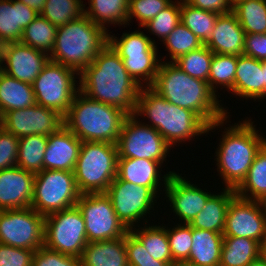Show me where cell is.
Segmentation results:
<instances>
[{
  "label": "cell",
  "instance_id": "1",
  "mask_svg": "<svg viewBox=\"0 0 266 266\" xmlns=\"http://www.w3.org/2000/svg\"><path fill=\"white\" fill-rule=\"evenodd\" d=\"M140 86L129 76L120 55L108 43L79 73V91L87 97L134 114Z\"/></svg>",
  "mask_w": 266,
  "mask_h": 266
},
{
  "label": "cell",
  "instance_id": "2",
  "mask_svg": "<svg viewBox=\"0 0 266 266\" xmlns=\"http://www.w3.org/2000/svg\"><path fill=\"white\" fill-rule=\"evenodd\" d=\"M133 115L143 117V120L148 118L150 122L148 121L147 125L156 129L165 141L171 147L173 146L172 148L177 146V143L185 144L188 140L194 141L201 135L207 136V134L215 132L216 128V130L218 128L222 130L224 125L231 123L229 121L231 115L228 114L208 126L195 112L171 104L151 87L140 88Z\"/></svg>",
  "mask_w": 266,
  "mask_h": 266
},
{
  "label": "cell",
  "instance_id": "3",
  "mask_svg": "<svg viewBox=\"0 0 266 266\" xmlns=\"http://www.w3.org/2000/svg\"><path fill=\"white\" fill-rule=\"evenodd\" d=\"M163 58L151 85L155 92L171 104L195 112L208 126L230 113L208 82L191 77L174 62Z\"/></svg>",
  "mask_w": 266,
  "mask_h": 266
},
{
  "label": "cell",
  "instance_id": "4",
  "mask_svg": "<svg viewBox=\"0 0 266 266\" xmlns=\"http://www.w3.org/2000/svg\"><path fill=\"white\" fill-rule=\"evenodd\" d=\"M252 119L246 117L238 123L227 124L229 127L220 136L214 160L224 188L236 190L241 185L257 152L266 143L264 132L256 129Z\"/></svg>",
  "mask_w": 266,
  "mask_h": 266
},
{
  "label": "cell",
  "instance_id": "5",
  "mask_svg": "<svg viewBox=\"0 0 266 266\" xmlns=\"http://www.w3.org/2000/svg\"><path fill=\"white\" fill-rule=\"evenodd\" d=\"M108 43L109 32L84 14L57 27L50 61L67 66L79 74Z\"/></svg>",
  "mask_w": 266,
  "mask_h": 266
},
{
  "label": "cell",
  "instance_id": "6",
  "mask_svg": "<svg viewBox=\"0 0 266 266\" xmlns=\"http://www.w3.org/2000/svg\"><path fill=\"white\" fill-rule=\"evenodd\" d=\"M127 116L120 108L93 100L78 91L63 119L64 125L82 142L117 144Z\"/></svg>",
  "mask_w": 266,
  "mask_h": 266
},
{
  "label": "cell",
  "instance_id": "7",
  "mask_svg": "<svg viewBox=\"0 0 266 266\" xmlns=\"http://www.w3.org/2000/svg\"><path fill=\"white\" fill-rule=\"evenodd\" d=\"M117 162V144L82 142L74 169L79 192L105 193L117 176Z\"/></svg>",
  "mask_w": 266,
  "mask_h": 266
},
{
  "label": "cell",
  "instance_id": "8",
  "mask_svg": "<svg viewBox=\"0 0 266 266\" xmlns=\"http://www.w3.org/2000/svg\"><path fill=\"white\" fill-rule=\"evenodd\" d=\"M111 33L109 44L120 55L129 76L141 88L151 87L161 63L157 42L139 29L124 32L120 38Z\"/></svg>",
  "mask_w": 266,
  "mask_h": 266
},
{
  "label": "cell",
  "instance_id": "9",
  "mask_svg": "<svg viewBox=\"0 0 266 266\" xmlns=\"http://www.w3.org/2000/svg\"><path fill=\"white\" fill-rule=\"evenodd\" d=\"M79 74L62 64L50 61L32 83L36 104L67 114L79 91Z\"/></svg>",
  "mask_w": 266,
  "mask_h": 266
},
{
  "label": "cell",
  "instance_id": "10",
  "mask_svg": "<svg viewBox=\"0 0 266 266\" xmlns=\"http://www.w3.org/2000/svg\"><path fill=\"white\" fill-rule=\"evenodd\" d=\"M80 195L74 172L43 169L35 174L30 207L47 216L76 206Z\"/></svg>",
  "mask_w": 266,
  "mask_h": 266
},
{
  "label": "cell",
  "instance_id": "11",
  "mask_svg": "<svg viewBox=\"0 0 266 266\" xmlns=\"http://www.w3.org/2000/svg\"><path fill=\"white\" fill-rule=\"evenodd\" d=\"M118 158H138L164 164L171 146L162 135L139 117L128 115L117 142Z\"/></svg>",
  "mask_w": 266,
  "mask_h": 266
},
{
  "label": "cell",
  "instance_id": "12",
  "mask_svg": "<svg viewBox=\"0 0 266 266\" xmlns=\"http://www.w3.org/2000/svg\"><path fill=\"white\" fill-rule=\"evenodd\" d=\"M105 193L110 198L117 217L128 230L141 226L142 223L147 224L154 207L157 203L159 205V197L150 188L118 178L112 181Z\"/></svg>",
  "mask_w": 266,
  "mask_h": 266
},
{
  "label": "cell",
  "instance_id": "13",
  "mask_svg": "<svg viewBox=\"0 0 266 266\" xmlns=\"http://www.w3.org/2000/svg\"><path fill=\"white\" fill-rule=\"evenodd\" d=\"M44 246L80 257L87 246L86 226L77 206L45 216Z\"/></svg>",
  "mask_w": 266,
  "mask_h": 266
},
{
  "label": "cell",
  "instance_id": "14",
  "mask_svg": "<svg viewBox=\"0 0 266 266\" xmlns=\"http://www.w3.org/2000/svg\"><path fill=\"white\" fill-rule=\"evenodd\" d=\"M76 206L83 216L88 242L113 240L129 232L106 193L81 194Z\"/></svg>",
  "mask_w": 266,
  "mask_h": 266
},
{
  "label": "cell",
  "instance_id": "15",
  "mask_svg": "<svg viewBox=\"0 0 266 266\" xmlns=\"http://www.w3.org/2000/svg\"><path fill=\"white\" fill-rule=\"evenodd\" d=\"M45 216L31 207L0 211V243L32 251L44 246Z\"/></svg>",
  "mask_w": 266,
  "mask_h": 266
},
{
  "label": "cell",
  "instance_id": "16",
  "mask_svg": "<svg viewBox=\"0 0 266 266\" xmlns=\"http://www.w3.org/2000/svg\"><path fill=\"white\" fill-rule=\"evenodd\" d=\"M64 125L63 116L57 111L35 104L31 107L6 112L1 126L18 138L40 134L49 136Z\"/></svg>",
  "mask_w": 266,
  "mask_h": 266
},
{
  "label": "cell",
  "instance_id": "17",
  "mask_svg": "<svg viewBox=\"0 0 266 266\" xmlns=\"http://www.w3.org/2000/svg\"><path fill=\"white\" fill-rule=\"evenodd\" d=\"M163 191L165 192L164 199L168 198L166 202L170 203L168 205L172 210L171 213L173 212V215L177 216L176 218L179 219V222L181 221V224H190L214 194L205 188L201 189L200 184L199 186L194 184L179 173L170 176Z\"/></svg>",
  "mask_w": 266,
  "mask_h": 266
},
{
  "label": "cell",
  "instance_id": "18",
  "mask_svg": "<svg viewBox=\"0 0 266 266\" xmlns=\"http://www.w3.org/2000/svg\"><path fill=\"white\" fill-rule=\"evenodd\" d=\"M224 237H246L258 243L266 235V217L257 200H248L235 195L228 207Z\"/></svg>",
  "mask_w": 266,
  "mask_h": 266
},
{
  "label": "cell",
  "instance_id": "19",
  "mask_svg": "<svg viewBox=\"0 0 266 266\" xmlns=\"http://www.w3.org/2000/svg\"><path fill=\"white\" fill-rule=\"evenodd\" d=\"M49 60L47 53L20 41L6 43L3 47V72L31 85Z\"/></svg>",
  "mask_w": 266,
  "mask_h": 266
},
{
  "label": "cell",
  "instance_id": "20",
  "mask_svg": "<svg viewBox=\"0 0 266 266\" xmlns=\"http://www.w3.org/2000/svg\"><path fill=\"white\" fill-rule=\"evenodd\" d=\"M162 166L163 164L161 162L149 159L118 158L116 178L139 186L148 187L160 197V194H164L161 193L164 192L161 189L167 186L170 176L177 173L173 170L167 171L166 174L162 175Z\"/></svg>",
  "mask_w": 266,
  "mask_h": 266
},
{
  "label": "cell",
  "instance_id": "21",
  "mask_svg": "<svg viewBox=\"0 0 266 266\" xmlns=\"http://www.w3.org/2000/svg\"><path fill=\"white\" fill-rule=\"evenodd\" d=\"M35 173L15 166L0 171V211L30 207Z\"/></svg>",
  "mask_w": 266,
  "mask_h": 266
},
{
  "label": "cell",
  "instance_id": "22",
  "mask_svg": "<svg viewBox=\"0 0 266 266\" xmlns=\"http://www.w3.org/2000/svg\"><path fill=\"white\" fill-rule=\"evenodd\" d=\"M82 141L65 125L48 136L44 169L74 172Z\"/></svg>",
  "mask_w": 266,
  "mask_h": 266
},
{
  "label": "cell",
  "instance_id": "23",
  "mask_svg": "<svg viewBox=\"0 0 266 266\" xmlns=\"http://www.w3.org/2000/svg\"><path fill=\"white\" fill-rule=\"evenodd\" d=\"M245 31L233 11L219 14L206 45L213 53L240 56L244 51Z\"/></svg>",
  "mask_w": 266,
  "mask_h": 266
},
{
  "label": "cell",
  "instance_id": "24",
  "mask_svg": "<svg viewBox=\"0 0 266 266\" xmlns=\"http://www.w3.org/2000/svg\"><path fill=\"white\" fill-rule=\"evenodd\" d=\"M232 95L254 102L264 101V61L244 54L237 56Z\"/></svg>",
  "mask_w": 266,
  "mask_h": 266
},
{
  "label": "cell",
  "instance_id": "25",
  "mask_svg": "<svg viewBox=\"0 0 266 266\" xmlns=\"http://www.w3.org/2000/svg\"><path fill=\"white\" fill-rule=\"evenodd\" d=\"M39 14L29 6L16 0L0 1V42L20 41L23 30Z\"/></svg>",
  "mask_w": 266,
  "mask_h": 266
},
{
  "label": "cell",
  "instance_id": "26",
  "mask_svg": "<svg viewBox=\"0 0 266 266\" xmlns=\"http://www.w3.org/2000/svg\"><path fill=\"white\" fill-rule=\"evenodd\" d=\"M79 259L81 266H129L125 237L88 242Z\"/></svg>",
  "mask_w": 266,
  "mask_h": 266
},
{
  "label": "cell",
  "instance_id": "27",
  "mask_svg": "<svg viewBox=\"0 0 266 266\" xmlns=\"http://www.w3.org/2000/svg\"><path fill=\"white\" fill-rule=\"evenodd\" d=\"M223 234L192 228V247L183 262L191 266H220Z\"/></svg>",
  "mask_w": 266,
  "mask_h": 266
},
{
  "label": "cell",
  "instance_id": "28",
  "mask_svg": "<svg viewBox=\"0 0 266 266\" xmlns=\"http://www.w3.org/2000/svg\"><path fill=\"white\" fill-rule=\"evenodd\" d=\"M221 189L222 192H215L207 200L202 211L189 224L192 228L223 233L227 210L236 191L224 187Z\"/></svg>",
  "mask_w": 266,
  "mask_h": 266
},
{
  "label": "cell",
  "instance_id": "29",
  "mask_svg": "<svg viewBox=\"0 0 266 266\" xmlns=\"http://www.w3.org/2000/svg\"><path fill=\"white\" fill-rule=\"evenodd\" d=\"M36 104L31 84L24 83L5 72L0 76V115L8 111L31 107Z\"/></svg>",
  "mask_w": 266,
  "mask_h": 266
},
{
  "label": "cell",
  "instance_id": "30",
  "mask_svg": "<svg viewBox=\"0 0 266 266\" xmlns=\"http://www.w3.org/2000/svg\"><path fill=\"white\" fill-rule=\"evenodd\" d=\"M147 223L130 229L129 231L143 244L147 252L156 260L164 261L168 266L177 264L171 255L167 226ZM164 225V226H163Z\"/></svg>",
  "mask_w": 266,
  "mask_h": 266
},
{
  "label": "cell",
  "instance_id": "31",
  "mask_svg": "<svg viewBox=\"0 0 266 266\" xmlns=\"http://www.w3.org/2000/svg\"><path fill=\"white\" fill-rule=\"evenodd\" d=\"M128 4L129 0H88L89 7L84 5V14L106 31H110L108 28L111 25L119 27L123 25L125 28L128 19Z\"/></svg>",
  "mask_w": 266,
  "mask_h": 266
},
{
  "label": "cell",
  "instance_id": "32",
  "mask_svg": "<svg viewBox=\"0 0 266 266\" xmlns=\"http://www.w3.org/2000/svg\"><path fill=\"white\" fill-rule=\"evenodd\" d=\"M259 257V243L246 237H224L220 266H248Z\"/></svg>",
  "mask_w": 266,
  "mask_h": 266
},
{
  "label": "cell",
  "instance_id": "33",
  "mask_svg": "<svg viewBox=\"0 0 266 266\" xmlns=\"http://www.w3.org/2000/svg\"><path fill=\"white\" fill-rule=\"evenodd\" d=\"M235 191L237 196L248 200H258L266 194V143L257 152L245 180Z\"/></svg>",
  "mask_w": 266,
  "mask_h": 266
},
{
  "label": "cell",
  "instance_id": "34",
  "mask_svg": "<svg viewBox=\"0 0 266 266\" xmlns=\"http://www.w3.org/2000/svg\"><path fill=\"white\" fill-rule=\"evenodd\" d=\"M48 137L33 134L19 138L17 166L38 173L44 169V154Z\"/></svg>",
  "mask_w": 266,
  "mask_h": 266
},
{
  "label": "cell",
  "instance_id": "35",
  "mask_svg": "<svg viewBox=\"0 0 266 266\" xmlns=\"http://www.w3.org/2000/svg\"><path fill=\"white\" fill-rule=\"evenodd\" d=\"M232 11L245 34L266 33V0H242Z\"/></svg>",
  "mask_w": 266,
  "mask_h": 266
},
{
  "label": "cell",
  "instance_id": "36",
  "mask_svg": "<svg viewBox=\"0 0 266 266\" xmlns=\"http://www.w3.org/2000/svg\"><path fill=\"white\" fill-rule=\"evenodd\" d=\"M237 67V56L227 54H213L211 61L210 74L208 77V85L210 89L218 95V88H223L231 93L234 90V77Z\"/></svg>",
  "mask_w": 266,
  "mask_h": 266
},
{
  "label": "cell",
  "instance_id": "37",
  "mask_svg": "<svg viewBox=\"0 0 266 266\" xmlns=\"http://www.w3.org/2000/svg\"><path fill=\"white\" fill-rule=\"evenodd\" d=\"M57 27L39 14L24 30L20 42L50 55Z\"/></svg>",
  "mask_w": 266,
  "mask_h": 266
},
{
  "label": "cell",
  "instance_id": "38",
  "mask_svg": "<svg viewBox=\"0 0 266 266\" xmlns=\"http://www.w3.org/2000/svg\"><path fill=\"white\" fill-rule=\"evenodd\" d=\"M217 13L195 8L181 0V22L195 34L203 44L207 42L215 27Z\"/></svg>",
  "mask_w": 266,
  "mask_h": 266
},
{
  "label": "cell",
  "instance_id": "39",
  "mask_svg": "<svg viewBox=\"0 0 266 266\" xmlns=\"http://www.w3.org/2000/svg\"><path fill=\"white\" fill-rule=\"evenodd\" d=\"M82 0H47L40 13L56 27H60L84 15Z\"/></svg>",
  "mask_w": 266,
  "mask_h": 266
},
{
  "label": "cell",
  "instance_id": "40",
  "mask_svg": "<svg viewBox=\"0 0 266 266\" xmlns=\"http://www.w3.org/2000/svg\"><path fill=\"white\" fill-rule=\"evenodd\" d=\"M171 62L177 60L180 56L197 50L204 46L201 40L193 34L181 21L175 29L164 39Z\"/></svg>",
  "mask_w": 266,
  "mask_h": 266
},
{
  "label": "cell",
  "instance_id": "41",
  "mask_svg": "<svg viewBox=\"0 0 266 266\" xmlns=\"http://www.w3.org/2000/svg\"><path fill=\"white\" fill-rule=\"evenodd\" d=\"M213 52L206 46L180 56L174 63L193 78L208 82Z\"/></svg>",
  "mask_w": 266,
  "mask_h": 266
},
{
  "label": "cell",
  "instance_id": "42",
  "mask_svg": "<svg viewBox=\"0 0 266 266\" xmlns=\"http://www.w3.org/2000/svg\"><path fill=\"white\" fill-rule=\"evenodd\" d=\"M181 21V0H173V2L160 11L157 16L150 20L142 28L147 29L152 35L160 38L159 41L163 42L164 39L175 29Z\"/></svg>",
  "mask_w": 266,
  "mask_h": 266
},
{
  "label": "cell",
  "instance_id": "43",
  "mask_svg": "<svg viewBox=\"0 0 266 266\" xmlns=\"http://www.w3.org/2000/svg\"><path fill=\"white\" fill-rule=\"evenodd\" d=\"M172 228L167 226L170 252L173 260L183 263L190 254L192 247V227L189 224L177 223Z\"/></svg>",
  "mask_w": 266,
  "mask_h": 266
},
{
  "label": "cell",
  "instance_id": "44",
  "mask_svg": "<svg viewBox=\"0 0 266 266\" xmlns=\"http://www.w3.org/2000/svg\"><path fill=\"white\" fill-rule=\"evenodd\" d=\"M172 2V0H129L127 25L129 26L135 17L138 26L143 27Z\"/></svg>",
  "mask_w": 266,
  "mask_h": 266
},
{
  "label": "cell",
  "instance_id": "45",
  "mask_svg": "<svg viewBox=\"0 0 266 266\" xmlns=\"http://www.w3.org/2000/svg\"><path fill=\"white\" fill-rule=\"evenodd\" d=\"M125 246L129 266H168L164 261L154 259L130 231L125 235Z\"/></svg>",
  "mask_w": 266,
  "mask_h": 266
},
{
  "label": "cell",
  "instance_id": "46",
  "mask_svg": "<svg viewBox=\"0 0 266 266\" xmlns=\"http://www.w3.org/2000/svg\"><path fill=\"white\" fill-rule=\"evenodd\" d=\"M32 266H81V263L79 257L42 246L34 252Z\"/></svg>",
  "mask_w": 266,
  "mask_h": 266
},
{
  "label": "cell",
  "instance_id": "47",
  "mask_svg": "<svg viewBox=\"0 0 266 266\" xmlns=\"http://www.w3.org/2000/svg\"><path fill=\"white\" fill-rule=\"evenodd\" d=\"M19 138L0 127V171L17 166Z\"/></svg>",
  "mask_w": 266,
  "mask_h": 266
},
{
  "label": "cell",
  "instance_id": "48",
  "mask_svg": "<svg viewBox=\"0 0 266 266\" xmlns=\"http://www.w3.org/2000/svg\"><path fill=\"white\" fill-rule=\"evenodd\" d=\"M34 252L0 243V266H32Z\"/></svg>",
  "mask_w": 266,
  "mask_h": 266
},
{
  "label": "cell",
  "instance_id": "49",
  "mask_svg": "<svg viewBox=\"0 0 266 266\" xmlns=\"http://www.w3.org/2000/svg\"><path fill=\"white\" fill-rule=\"evenodd\" d=\"M243 54L266 61V33L246 34Z\"/></svg>",
  "mask_w": 266,
  "mask_h": 266
},
{
  "label": "cell",
  "instance_id": "50",
  "mask_svg": "<svg viewBox=\"0 0 266 266\" xmlns=\"http://www.w3.org/2000/svg\"><path fill=\"white\" fill-rule=\"evenodd\" d=\"M191 6L215 12L217 14L229 13L233 10V5L231 0H185Z\"/></svg>",
  "mask_w": 266,
  "mask_h": 266
},
{
  "label": "cell",
  "instance_id": "51",
  "mask_svg": "<svg viewBox=\"0 0 266 266\" xmlns=\"http://www.w3.org/2000/svg\"><path fill=\"white\" fill-rule=\"evenodd\" d=\"M22 2L23 4L29 6L31 9L35 10L38 14L43 11L44 5L47 0H16Z\"/></svg>",
  "mask_w": 266,
  "mask_h": 266
},
{
  "label": "cell",
  "instance_id": "52",
  "mask_svg": "<svg viewBox=\"0 0 266 266\" xmlns=\"http://www.w3.org/2000/svg\"><path fill=\"white\" fill-rule=\"evenodd\" d=\"M259 257L266 261V235L265 237L259 242Z\"/></svg>",
  "mask_w": 266,
  "mask_h": 266
},
{
  "label": "cell",
  "instance_id": "53",
  "mask_svg": "<svg viewBox=\"0 0 266 266\" xmlns=\"http://www.w3.org/2000/svg\"><path fill=\"white\" fill-rule=\"evenodd\" d=\"M261 212L263 213V215L266 217V194H264L263 196H261L258 200H257Z\"/></svg>",
  "mask_w": 266,
  "mask_h": 266
},
{
  "label": "cell",
  "instance_id": "54",
  "mask_svg": "<svg viewBox=\"0 0 266 266\" xmlns=\"http://www.w3.org/2000/svg\"><path fill=\"white\" fill-rule=\"evenodd\" d=\"M248 266H266V261L258 257L257 259L253 260Z\"/></svg>",
  "mask_w": 266,
  "mask_h": 266
},
{
  "label": "cell",
  "instance_id": "55",
  "mask_svg": "<svg viewBox=\"0 0 266 266\" xmlns=\"http://www.w3.org/2000/svg\"><path fill=\"white\" fill-rule=\"evenodd\" d=\"M264 99H266V61H264Z\"/></svg>",
  "mask_w": 266,
  "mask_h": 266
},
{
  "label": "cell",
  "instance_id": "56",
  "mask_svg": "<svg viewBox=\"0 0 266 266\" xmlns=\"http://www.w3.org/2000/svg\"><path fill=\"white\" fill-rule=\"evenodd\" d=\"M3 47L4 44L0 42V66H3Z\"/></svg>",
  "mask_w": 266,
  "mask_h": 266
},
{
  "label": "cell",
  "instance_id": "57",
  "mask_svg": "<svg viewBox=\"0 0 266 266\" xmlns=\"http://www.w3.org/2000/svg\"><path fill=\"white\" fill-rule=\"evenodd\" d=\"M174 266H191V265H188L186 263H178V264H175Z\"/></svg>",
  "mask_w": 266,
  "mask_h": 266
},
{
  "label": "cell",
  "instance_id": "58",
  "mask_svg": "<svg viewBox=\"0 0 266 266\" xmlns=\"http://www.w3.org/2000/svg\"><path fill=\"white\" fill-rule=\"evenodd\" d=\"M240 1H242V0H231L233 6H234L237 2H240Z\"/></svg>",
  "mask_w": 266,
  "mask_h": 266
},
{
  "label": "cell",
  "instance_id": "59",
  "mask_svg": "<svg viewBox=\"0 0 266 266\" xmlns=\"http://www.w3.org/2000/svg\"><path fill=\"white\" fill-rule=\"evenodd\" d=\"M3 73V66H0V76L2 75Z\"/></svg>",
  "mask_w": 266,
  "mask_h": 266
}]
</instances>
